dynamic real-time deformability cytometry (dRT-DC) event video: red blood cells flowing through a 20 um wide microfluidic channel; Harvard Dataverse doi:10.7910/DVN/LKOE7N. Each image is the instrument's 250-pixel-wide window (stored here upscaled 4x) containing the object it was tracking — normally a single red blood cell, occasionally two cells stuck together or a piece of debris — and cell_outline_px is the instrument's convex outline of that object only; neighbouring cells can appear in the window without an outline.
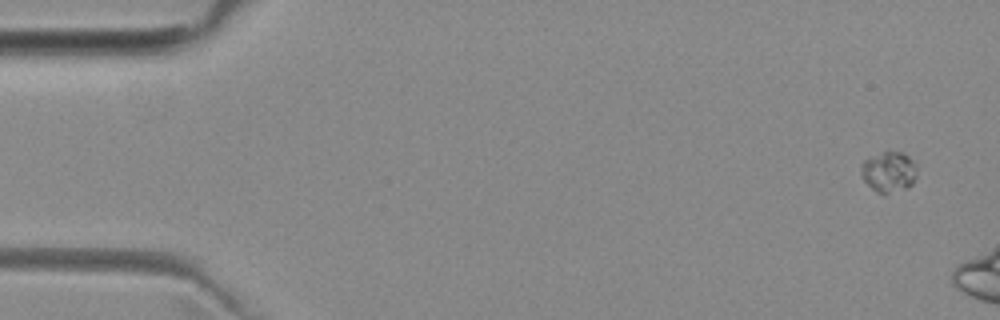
{"species": "common noctule bat (a hibernating species)", "species_latin": "Nyctalus noctula", "temperature_condition": "room temperature", "stored_images_in_passage": 3, "camera_frame_rate_fps": 3000, "um_per_image_px": 0.085, "animal": {"sex": "female", "body_mass_g": 29.2, "forearm_length_mm": 56.3}, "frame": {"image": 1, "passage_image": 1, "time_ms": 0.0, "image_size_px": [1000, 320], "cell_outline_px": [[916, 176], [912, 184], [908, 188], [884, 196], [876, 192], [860, 176], [860, 164], [864, 160], [872, 156], [884, 152], [900, 152], [908, 156], [916, 164]], "centroid_in_image_um": [75.53, 14.65], "position_along_channel_um": 9.5, "area_um2": 13.47}}